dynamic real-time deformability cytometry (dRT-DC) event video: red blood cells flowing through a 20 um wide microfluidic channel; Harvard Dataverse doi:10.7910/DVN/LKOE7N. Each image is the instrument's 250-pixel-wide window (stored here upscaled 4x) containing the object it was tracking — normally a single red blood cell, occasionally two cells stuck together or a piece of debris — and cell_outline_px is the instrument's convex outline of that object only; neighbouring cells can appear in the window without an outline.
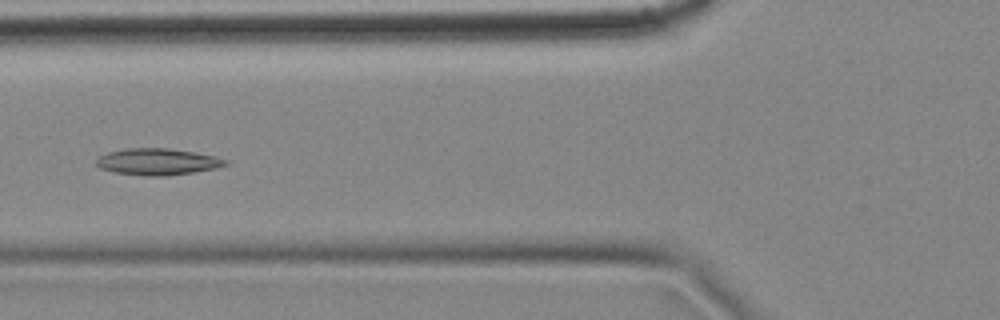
{"species": "common noctule bat (a hibernating species)", "species_latin": "Nyctalus noctula", "temperature_condition": "cold", "stored_images_in_passage": 14, "camera_frame_rate_fps": 3000, "um_per_image_px": 0.085, "animal": {"sex": "female", "body_mass_g": 18.4}, "frame": {"image": 1, "passage_image": 5, "time_ms": 1.333, "image_size_px": [1000, 320], "cell_outline_px": [[228, 164], [216, 168], [192, 172], [164, 176], [144, 176], [116, 172], [100, 168], [96, 164], [96, 160], [100, 156], [108, 152], [124, 148], [168, 148], [196, 152], [216, 156], [228, 160]], "centroid_in_image_um": [13.41, 13.74], "position_along_channel_um": 112.4, "area_um2": 20.0}}
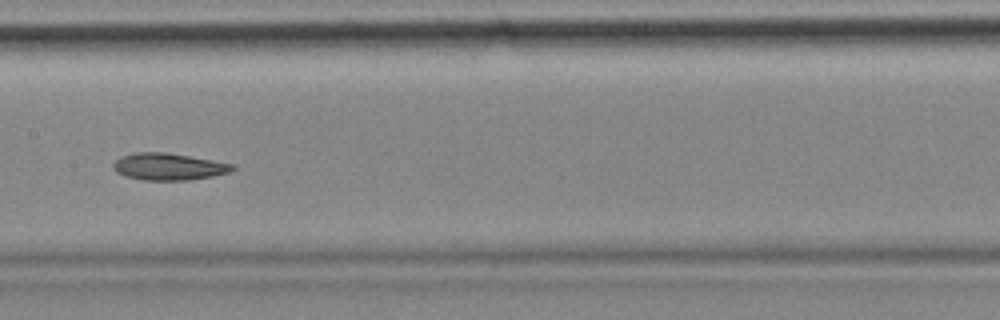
{"frame": {"image": 2, "passage_image": 7, "time_ms": 2.0, "image_size_px": [1000, 320], "cell_outline_px": [[236, 168], [228, 172], [212, 176], [188, 180], [144, 180], [124, 176], [116, 172], [112, 168], [112, 164], [120, 156], [136, 152], [164, 152], [188, 156], [232, 164]], "centroid_in_image_um": [14.26, 14.17], "position_along_channel_um": 193.1, "area_um2": 18.55}}
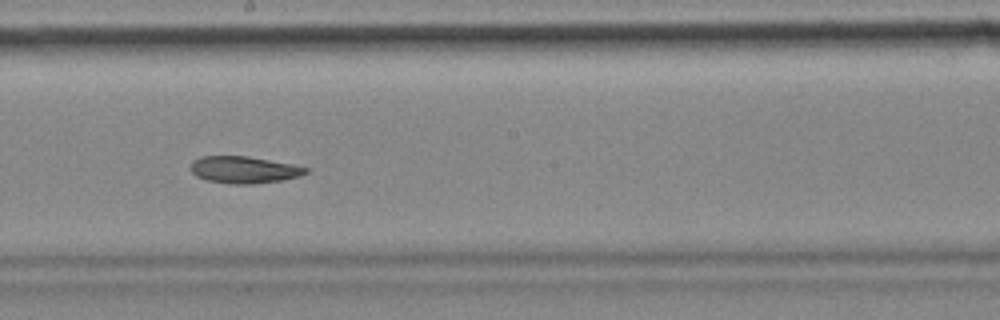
{"frame": {"image": 3, "passage_image": 8, "time_ms": 2.333, "image_size_px": [1000, 320], "cell_outline_px": [[308, 172], [300, 176], [280, 180], [252, 184], [228, 184], [204, 180], [196, 176], [192, 172], [192, 160], [200, 156], [248, 156], [292, 164], [308, 168]], "centroid_in_image_um": [20.71, 14.43], "position_along_channel_um": 227.5, "area_um2": 18.09}}